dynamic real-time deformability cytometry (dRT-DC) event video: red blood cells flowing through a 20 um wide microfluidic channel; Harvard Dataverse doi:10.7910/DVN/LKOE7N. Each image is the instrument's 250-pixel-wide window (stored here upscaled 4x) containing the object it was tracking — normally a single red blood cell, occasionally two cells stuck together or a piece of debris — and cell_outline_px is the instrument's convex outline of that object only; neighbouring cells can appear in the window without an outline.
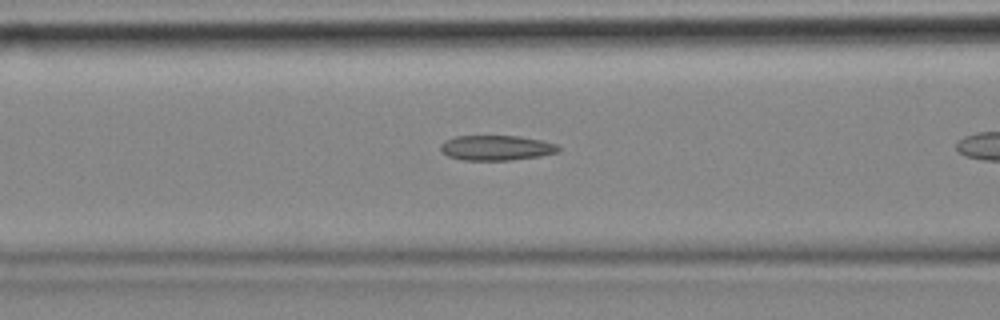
{"species": "common noctule bat (a hibernating species)", "species_latin": "Nyctalus noctula", "temperature_condition": "cold", "stored_images_in_passage": 13, "camera_frame_rate_fps": 3000, "um_per_image_px": 0.085, "animal": {"sex": "female", "body_mass_g": 18.4}, "frame": {"image": 1, "passage_image": 8, "time_ms": 2.333, "image_size_px": [1000, 320], "cell_outline_px": [[560, 148], [556, 152], [540, 156], [512, 160], [464, 160], [448, 156], [440, 152], [440, 144], [444, 140], [456, 136], [520, 136], [540, 140], [556, 144]], "centroid_in_image_um": [42.13, 12.56], "position_along_channel_um": 124.5, "area_um2": 17.22}}